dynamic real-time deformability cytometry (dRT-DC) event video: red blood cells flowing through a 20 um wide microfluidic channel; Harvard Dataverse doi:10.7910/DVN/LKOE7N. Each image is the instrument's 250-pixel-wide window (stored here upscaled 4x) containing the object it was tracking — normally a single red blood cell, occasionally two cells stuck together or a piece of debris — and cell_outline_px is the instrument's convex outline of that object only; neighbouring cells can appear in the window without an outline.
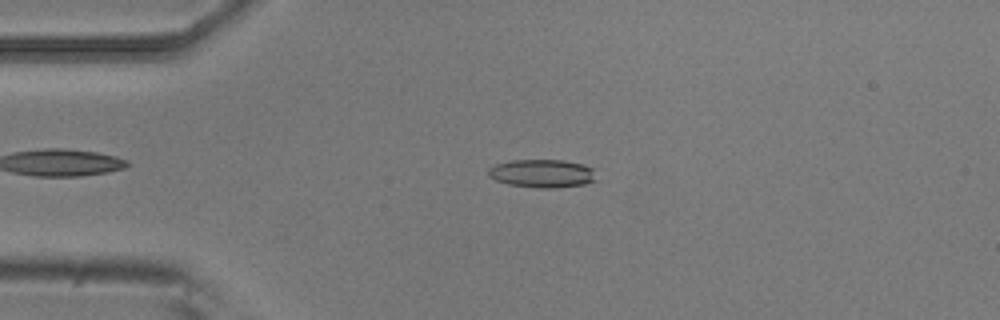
{"species": "common noctule bat (a hibernating species)", "species_latin": "Nyctalus noctula", "temperature_condition": "room temperature", "stored_images_in_passage": 6, "camera_frame_rate_fps": 3000, "um_per_image_px": 0.085, "animal": {"sex": "male", "body_mass_g": 20.5, "forearm_length_mm": 52.5}, "frame": {"image": 1, "passage_image": 4, "time_ms": 1.0, "image_size_px": [1000, 320], "cell_outline_px": [[596, 180], [584, 184], [556, 188], [540, 188], [508, 184], [496, 180], [488, 176], [488, 168], [496, 164], [512, 160], [564, 160], [584, 164], [592, 168]], "centroid_in_image_um": [46.08, 14.74], "position_along_channel_um": 38.9, "area_um2": 17.74}}
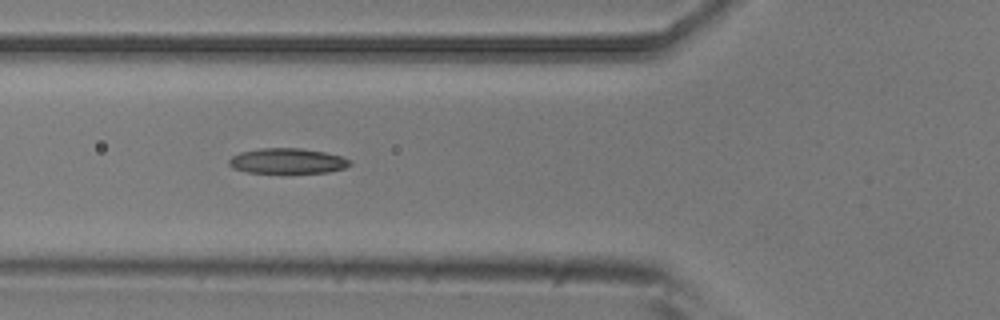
{"frame": {"image": 2, "passage_image": 6, "time_ms": 1.667, "image_size_px": [1000, 320], "cell_outline_px": [[352, 164], [344, 168], [328, 172], [248, 172], [232, 168], [228, 164], [228, 160], [232, 156], [240, 152], [260, 148], [300, 148], [324, 152], [340, 156], [352, 160]], "centroid_in_image_um": [24.42, 13.67], "position_along_channel_um": 101.4, "area_um2": 17.69}}